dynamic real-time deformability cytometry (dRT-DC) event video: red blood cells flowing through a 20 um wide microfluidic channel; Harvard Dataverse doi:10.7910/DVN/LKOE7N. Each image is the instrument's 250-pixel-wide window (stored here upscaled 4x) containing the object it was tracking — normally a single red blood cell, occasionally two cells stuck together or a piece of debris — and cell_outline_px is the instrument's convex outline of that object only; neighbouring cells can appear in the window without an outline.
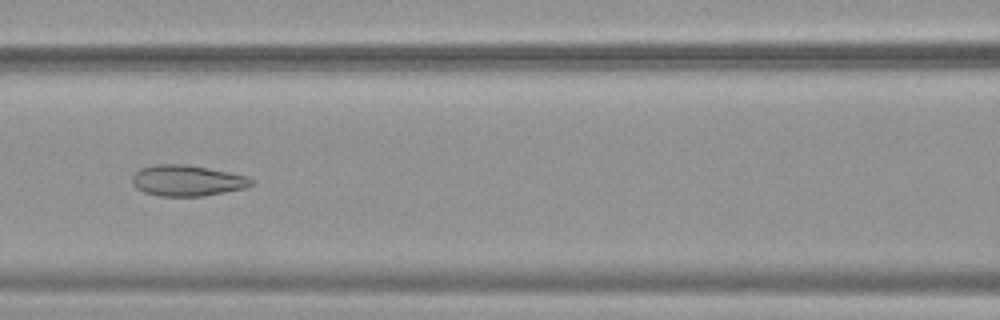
{"species": "common noctule bat (a hibernating species)", "species_latin": "Nyctalus noctula", "temperature_condition": "warm", "stored_images_in_passage": 41, "camera_frame_rate_fps": 3000, "um_per_image_px": 0.085, "animal": {"sex": "female", "body_mass_g": 19.9}, "frame": {"image": 1, "passage_image": 12, "time_ms": 3.667, "image_size_px": [1000, 320], "cell_outline_px": [[256, 180], [252, 184], [244, 188], [204, 196], [160, 196], [144, 192], [136, 188], [132, 184], [132, 176], [140, 168], [156, 164], [188, 164], [248, 176]], "centroid_in_image_um": [15.9, 15.34], "position_along_channel_um": 150.7, "area_um2": 21.56}}
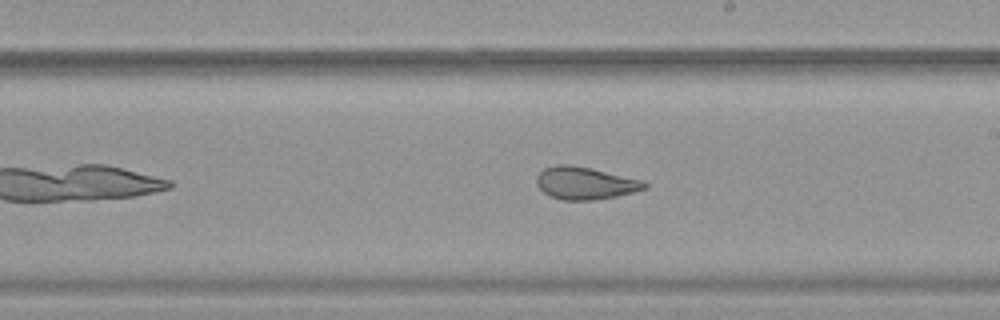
{"frame": {"image": 2, "passage_image": 19, "time_ms": 6.0, "image_size_px": [1000, 320], "cell_outline_px": [[648, 188], [616, 196], [596, 200], [560, 200], [548, 196], [536, 184], [536, 176], [544, 168], [556, 164], [568, 164], [592, 168], [644, 180], [648, 184]], "centroid_in_image_um": [49.73, 15.56], "position_along_channel_um": 239.3, "area_um2": 20.69}}
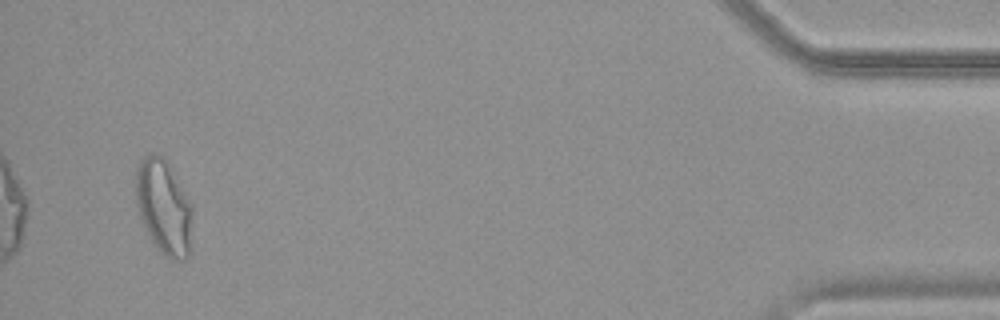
{"frame": {"image": 3, "passage_image": 39, "time_ms": 12.667, "image_size_px": [1000, 320], "cell_outline_px": [[192, 240], [188, 256], [180, 260], [172, 260], [164, 256], [160, 252], [152, 240], [140, 216], [136, 204], [136, 168], [140, 160], [144, 156], [152, 152], [156, 152], [164, 156], [168, 160], [192, 204]], "centroid_in_image_um": [13.94, 17.55], "position_along_channel_um": 421.3, "area_um2": 31.79}, "authors_computed_cell_mechanics": {"area_um2": 23.2356, "velocity_mm_per_s": 3.814, "shape_relaxation_time_tau1_ms": null, "shape_relaxation_time_tau2_ms": 1.1577, "deformation_change_tau1": null, "deformation_change_tau2": 0.0718}}